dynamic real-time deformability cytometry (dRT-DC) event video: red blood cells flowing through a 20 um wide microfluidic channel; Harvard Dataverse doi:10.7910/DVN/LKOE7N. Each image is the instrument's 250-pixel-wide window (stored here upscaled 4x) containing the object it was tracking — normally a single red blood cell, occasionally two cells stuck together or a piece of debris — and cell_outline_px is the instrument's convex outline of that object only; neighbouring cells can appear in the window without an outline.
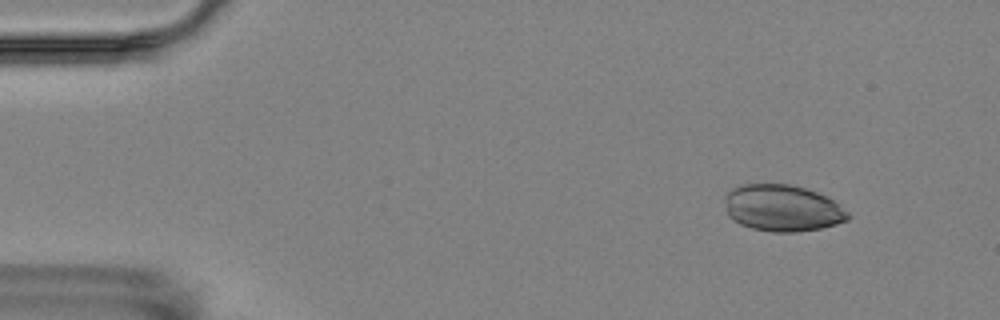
{"species": "Egyptian fruit bat (a non-hibernating species)", "species_latin": "Rousettus aegyptiacus", "temperature_condition": "room temperature", "stored_images_in_passage": 5, "camera_frame_rate_fps": 3000, "um_per_image_px": 0.085, "animal": {"sex": "female"}, "frame": {"image": 1, "passage_image": 2, "time_ms": 1.0, "image_size_px": [1000, 320], "cell_outline_px": [[852, 216], [848, 220], [836, 224], [820, 228], [796, 232], [772, 232], [752, 228], [740, 224], [732, 220], [728, 216], [724, 200], [724, 196], [732, 188], [740, 184], [792, 184], [828, 196], [840, 204]], "centroid_in_image_um": [66.51, 17.68], "position_along_channel_um": 18.5, "area_um2": 33.81}}
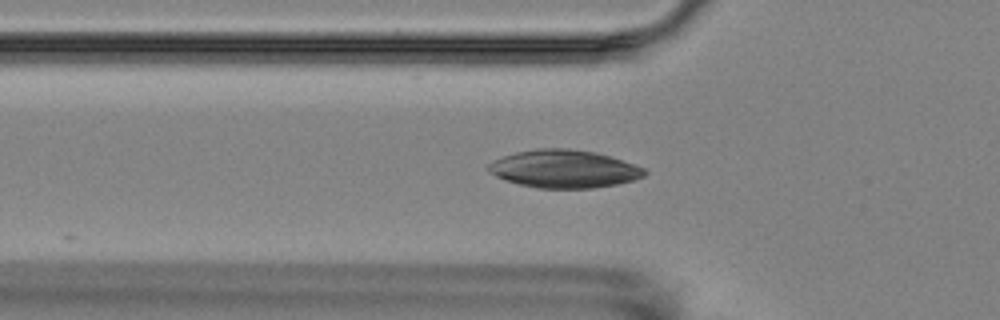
{"frame": {"image": 2, "passage_image": 5, "time_ms": 5.333, "image_size_px": [1000, 320], "cell_outline_px": [[648, 172], [644, 176], [632, 180], [616, 184], [592, 188], [536, 188], [504, 180], [488, 172], [488, 164], [492, 160], [516, 152], [536, 148], [568, 148], [596, 152], [644, 168]], "centroid_in_image_um": [47.9, 14.35], "position_along_channel_um": 77.9, "area_um2": 34.33}}